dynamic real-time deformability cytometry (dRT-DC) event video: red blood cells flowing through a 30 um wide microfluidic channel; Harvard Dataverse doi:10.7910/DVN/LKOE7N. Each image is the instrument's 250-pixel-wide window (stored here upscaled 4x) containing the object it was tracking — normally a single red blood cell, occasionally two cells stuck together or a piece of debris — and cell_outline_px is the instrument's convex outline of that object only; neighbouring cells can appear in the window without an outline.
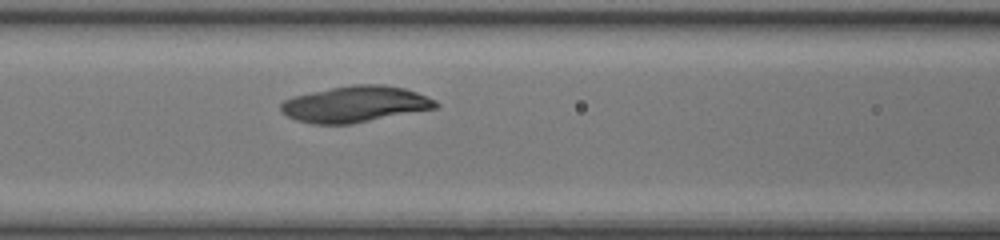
{"species": "common noctule bat (a hibernating species)", "species_latin": "Nyctalus noctula", "temperature_condition": "room temperature", "stored_images_in_passage": 16, "camera_frame_rate_fps": 3000, "um_per_image_px": 0.085, "animal": {"sex": "female", "body_mass_g": 17.0, "forearm_length_mm": 48.0}, "frame": {"image": 1, "passage_image": 12, "time_ms": 3.667, "image_size_px": [1000, 240], "cell_outline_px": [[440, 104], [436, 108], [352, 124], [312, 124], [296, 120], [280, 112], [280, 104], [284, 100], [292, 96], [352, 84], [384, 84], [404, 88], [416, 92], [436, 100]], "centroid_in_image_um": [30.18, 8.86], "position_along_channel_um": 136.4, "area_um2": 32.71}}